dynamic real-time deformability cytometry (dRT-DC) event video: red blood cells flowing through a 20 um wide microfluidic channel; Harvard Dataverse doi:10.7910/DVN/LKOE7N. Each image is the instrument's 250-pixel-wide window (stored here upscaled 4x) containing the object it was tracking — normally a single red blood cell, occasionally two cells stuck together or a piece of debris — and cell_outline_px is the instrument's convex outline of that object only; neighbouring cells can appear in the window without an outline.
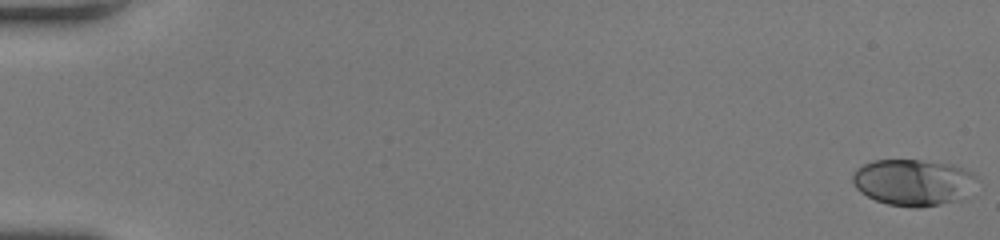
{"species": "human", "species_latin": "Homo sapiens", "temperature_condition": "room temperature", "stored_images_in_passage": 51, "camera_frame_rate_fps": 3000, "um_per_image_px": 0.085, "donor": {"sex": "female"}, "frame": {"image": 1, "passage_image": 1, "time_ms": 0.0, "image_size_px": [1000, 240], "cell_outline_px": [[980, 180], [960, 200], [920, 208], [912, 208], [888, 204], [876, 200], [860, 192], [852, 184], [852, 172], [856, 168], [872, 160], [920, 160], [952, 164], [972, 172]], "centroid_in_image_um": [77.62, 15.5], "position_along_channel_um": 7.4, "area_um2": 33.93}}
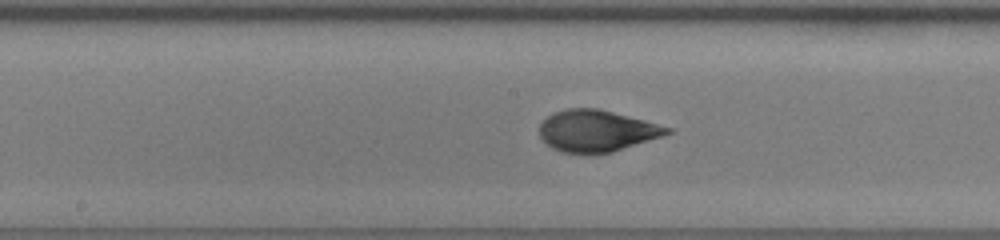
{"frame": {"image": 2, "passage_image": 28, "time_ms": 9.0, "image_size_px": [1000, 240], "cell_outline_px": [[672, 132], [612, 152], [560, 152], [552, 148], [540, 136], [540, 124], [552, 112], [568, 108], [596, 108], [644, 120], [672, 128]], "centroid_in_image_um": [50.68, 11.1], "position_along_channel_um": 197.5, "area_um2": 30.23}}
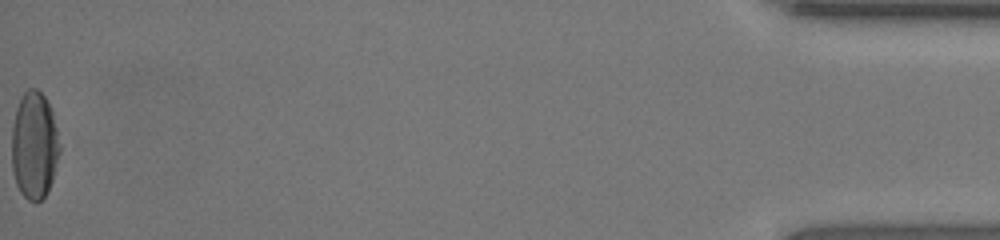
{"frame": {"image": 3, "passage_image": 51, "time_ms": 16.667, "image_size_px": [1000, 240], "cell_outline_px": [[60, 152], [52, 180], [48, 192], [40, 200], [28, 200], [20, 192], [16, 184], [12, 168], [12, 128], [16, 108], [24, 92], [28, 88], [36, 88], [44, 96], [52, 112], [60, 144]], "centroid_in_image_um": [2.91, 12.36], "position_along_channel_um": 432.3, "area_um2": 29.88}, "authors_computed_cell_mechanics": {"area_um2": 30.9808, "velocity_mm_per_s": 4.2802, "shape_relaxation_time_tau1_ms": 5.2678, "shape_relaxation_time_tau2_ms": null, "deformation_change_tau1": 0.226, "deformation_change_tau2": null}}